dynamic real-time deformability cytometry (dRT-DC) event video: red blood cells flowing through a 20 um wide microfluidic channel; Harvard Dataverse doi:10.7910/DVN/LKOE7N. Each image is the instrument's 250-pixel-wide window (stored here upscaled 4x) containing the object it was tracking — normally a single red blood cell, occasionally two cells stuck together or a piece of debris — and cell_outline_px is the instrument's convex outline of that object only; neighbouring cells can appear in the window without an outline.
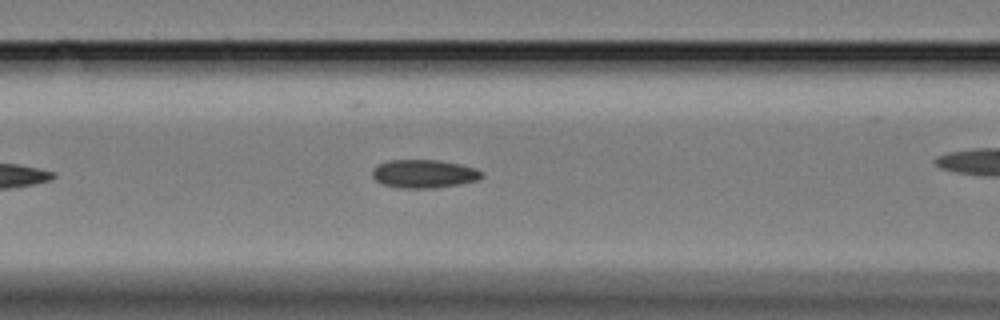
{"species": "Egyptian fruit bat (a non-hibernating species)", "species_latin": "Rousettus aegyptiacus", "temperature_condition": "cold", "stored_images_in_passage": 48, "camera_frame_rate_fps": 3000, "um_per_image_px": 0.085, "animal": {"sex": "female"}, "frame": {"image": 1, "passage_image": 12, "time_ms": 3.667, "image_size_px": [1000, 320], "cell_outline_px": [[484, 176], [476, 180], [436, 188], [404, 188], [384, 184], [376, 180], [372, 176], [372, 168], [388, 160], [440, 160], [460, 164], [476, 168], [484, 172]], "centroid_in_image_um": [36.05, 14.76], "position_along_channel_um": 130.5, "area_um2": 17.98}}
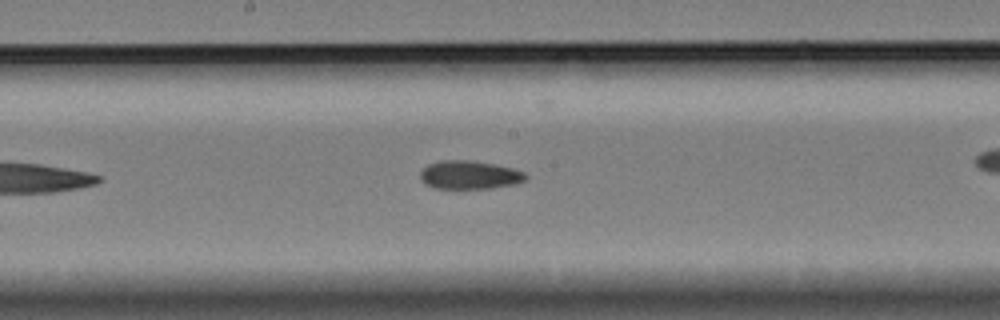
{"frame": {"image": 2, "passage_image": 19, "time_ms": 6.0, "image_size_px": [1000, 320], "cell_outline_px": [[528, 176], [524, 180], [516, 184], [492, 188], [436, 188], [424, 184], [420, 180], [420, 172], [428, 164], [440, 160], [468, 160], [492, 164], [512, 168], [524, 172]], "centroid_in_image_um": [39.88, 14.87], "position_along_channel_um": 208.3, "area_um2": 17.4}}
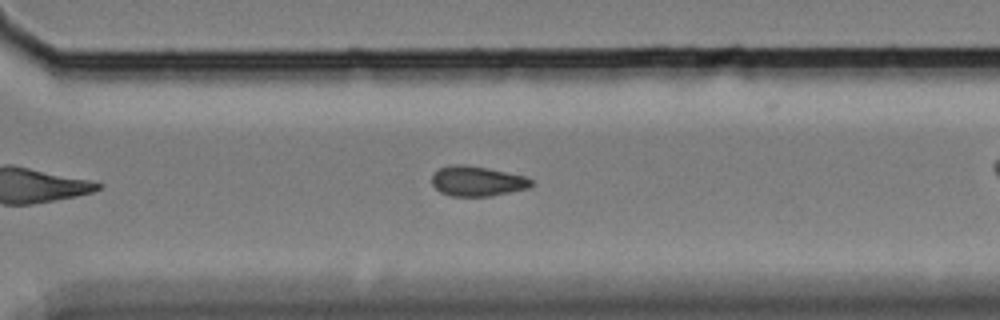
{"frame": {"image": 3, "passage_image": 30, "time_ms": 9.667, "image_size_px": [1000, 320], "cell_outline_px": [[536, 184], [528, 188], [492, 196], [452, 196], [440, 192], [432, 184], [432, 176], [440, 168], [452, 164], [464, 164], [488, 168], [524, 176], [532, 180]], "centroid_in_image_um": [40.58, 15.4], "position_along_channel_um": 330.0, "area_um2": 17.4}, "authors_computed_cell_mechanics": {"area_um2": 17.5423, "velocity_mm_per_s": 3.3301, "shape_relaxation_time_tau1_ms": null, "shape_relaxation_time_tau2_ms": 8.3848, "deformation_change_tau1": null, "deformation_change_tau2": 0.1079}}